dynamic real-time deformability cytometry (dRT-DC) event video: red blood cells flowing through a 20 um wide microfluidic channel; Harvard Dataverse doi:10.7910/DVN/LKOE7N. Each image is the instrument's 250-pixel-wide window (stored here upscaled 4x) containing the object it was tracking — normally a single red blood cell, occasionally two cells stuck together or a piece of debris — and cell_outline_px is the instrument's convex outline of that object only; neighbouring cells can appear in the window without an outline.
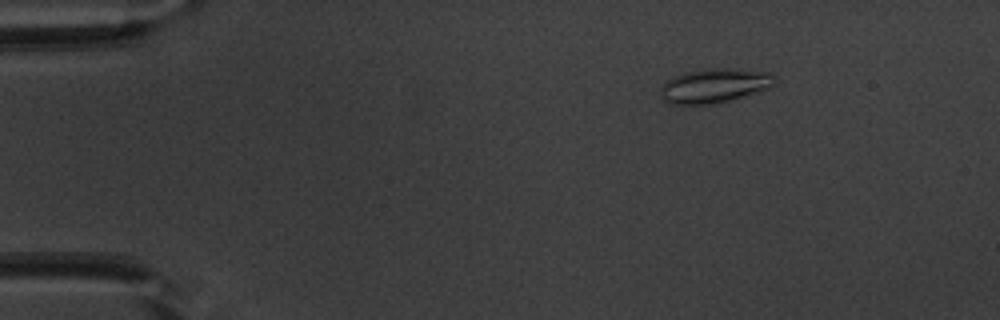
{"species": "common noctule bat (a hibernating species)", "species_latin": "Nyctalus noctula", "temperature_condition": "warm", "stored_images_in_passage": 46, "camera_frame_rate_fps": 3000, "um_per_image_px": 0.085, "animal": {"sex": "male", "body_mass_g": 20.1, "forearm_length_mm": 53.5}, "frame": {"image": 1, "passage_image": 1, "time_ms": 0.0, "image_size_px": [1000, 320], "cell_outline_px": [[776, 80], [768, 88], [756, 92], [716, 104], [668, 104], [664, 100], [660, 92], [660, 84], [672, 76], [688, 72], [712, 68], [728, 68], [768, 72]], "centroid_in_image_um": [60.65, 7.29], "position_along_channel_um": 24.3, "area_um2": 22.66}}
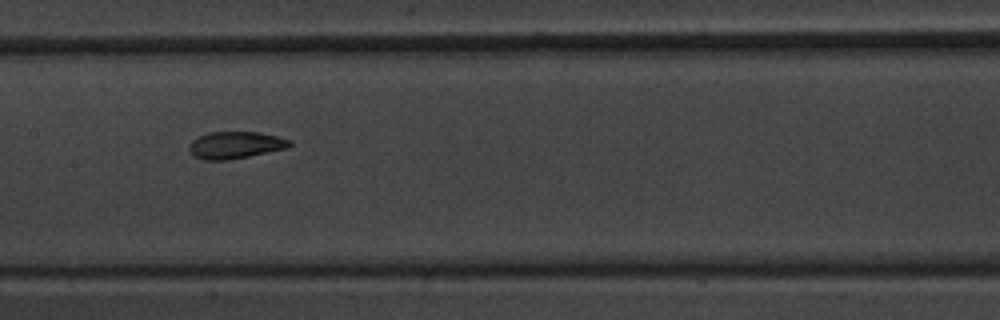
{"frame": {"image": 2, "passage_image": 20, "time_ms": 6.333, "image_size_px": [1000, 320], "cell_outline_px": [[292, 144], [288, 148], [228, 160], [204, 160], [192, 156], [188, 148], [188, 144], [192, 140], [208, 132], [260, 132], [292, 140]], "centroid_in_image_um": [19.99, 12.33], "position_along_channel_um": 187.4, "area_um2": 15.95}}
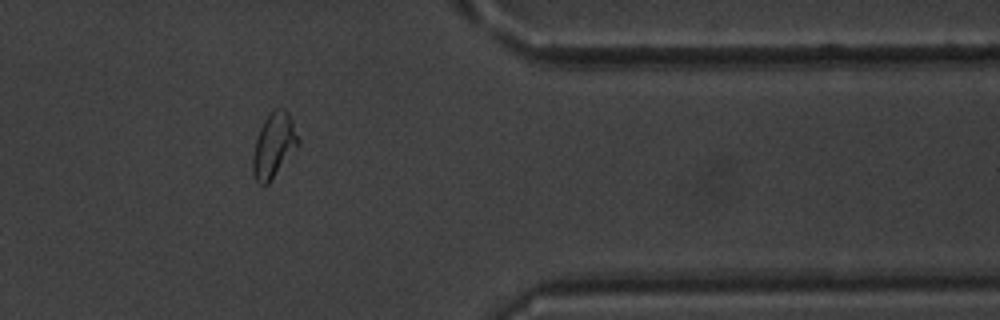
{"frame": {"image": 3, "passage_image": 37, "time_ms": 12.0, "image_size_px": [1000, 320], "cell_outline_px": [[300, 144], [268, 184], [264, 188], [256, 180], [252, 172], [252, 156], [256, 140], [260, 128], [264, 120], [276, 108], [284, 108], [288, 112], [292, 120], [300, 140]], "centroid_in_image_um": [23.28, 12.38], "position_along_channel_um": 388.1, "area_um2": 17.11}, "authors_computed_cell_mechanics": {"area_um2": 16.5886, "velocity_mm_per_s": 3.8093, "shape_relaxation_time_tau1_ms": 6.7799, "shape_relaxation_time_tau2_ms": 2.0749, "deformation_change_tau1": 0.1897, "deformation_change_tau2": 0.0678}}